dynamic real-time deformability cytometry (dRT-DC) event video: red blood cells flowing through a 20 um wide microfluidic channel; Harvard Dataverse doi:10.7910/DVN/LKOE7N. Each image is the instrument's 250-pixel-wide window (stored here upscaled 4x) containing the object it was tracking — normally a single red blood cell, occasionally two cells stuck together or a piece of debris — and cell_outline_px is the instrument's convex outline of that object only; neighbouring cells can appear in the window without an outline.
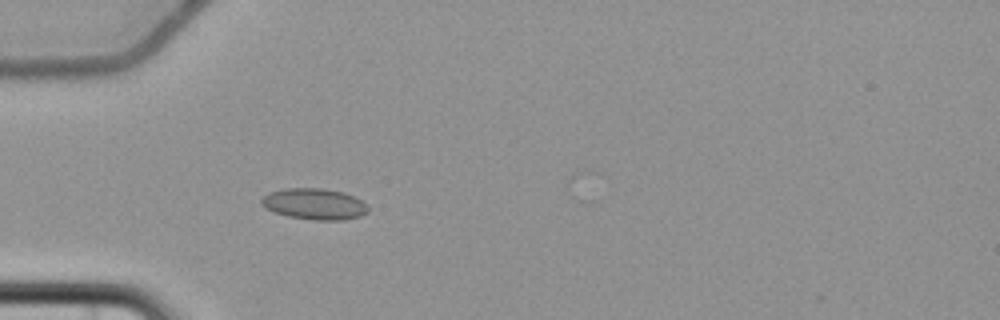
{"species": "common noctule bat (a hibernating species)", "species_latin": "Nyctalus noctula", "temperature_condition": "cold", "stored_images_in_passage": 4, "camera_frame_rate_fps": 3000, "um_per_image_px": 0.085, "animal": {"sex": "female", "body_mass_g": 22.7, "forearm_length_mm": 54.2}, "frame": {"image": 1, "passage_image": 4, "time_ms": 5.333, "image_size_px": [1000, 320], "cell_outline_px": [[368, 212], [360, 216], [344, 220], [312, 220], [288, 216], [264, 208], [260, 204], [260, 200], [268, 192], [284, 188], [324, 188], [344, 192], [360, 200], [368, 208]], "centroid_in_image_um": [26.69, 17.33], "position_along_channel_um": 58.3, "area_um2": 19.42}}